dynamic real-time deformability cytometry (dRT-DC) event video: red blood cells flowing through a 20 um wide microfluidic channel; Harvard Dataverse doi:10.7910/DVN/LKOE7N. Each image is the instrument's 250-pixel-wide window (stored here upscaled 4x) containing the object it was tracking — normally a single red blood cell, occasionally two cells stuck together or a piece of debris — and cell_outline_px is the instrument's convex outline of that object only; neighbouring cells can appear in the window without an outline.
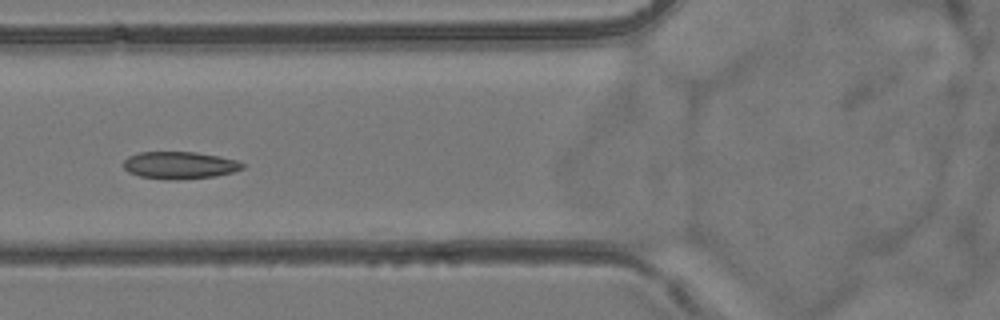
{"species": "common noctule bat (a hibernating species)", "species_latin": "Nyctalus noctula", "temperature_condition": "room temperature", "stored_images_in_passage": 10, "camera_frame_rate_fps": 3000, "um_per_image_px": 0.085, "animal": {"sex": "female", "body_mass_g": 24.6, "forearm_length_mm": 56.2}, "frame": {"image": 1, "passage_image": 6, "time_ms": 6.667, "image_size_px": [1000, 320], "cell_outline_px": [[244, 168], [232, 172], [216, 176], [176, 180], [172, 180], [140, 176], [128, 172], [124, 168], [124, 160], [128, 156], [140, 152], [196, 152], [236, 160], [244, 164]], "centroid_in_image_um": [15.25, 14.04], "position_along_channel_um": 110.5, "area_um2": 18.79}}
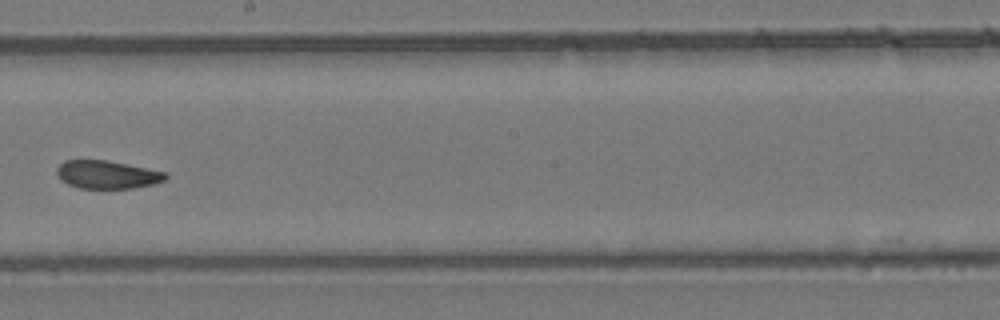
{"frame": {"image": 2, "passage_image": 9, "time_ms": 10.0, "image_size_px": [1000, 320], "cell_outline_px": [[168, 176], [164, 180], [152, 184], [132, 188], [80, 188], [68, 184], [60, 180], [56, 172], [56, 168], [64, 160], [108, 160], [168, 172]], "centroid_in_image_um": [9.1, 14.83], "position_along_channel_um": 239.1, "area_um2": 17.86}}
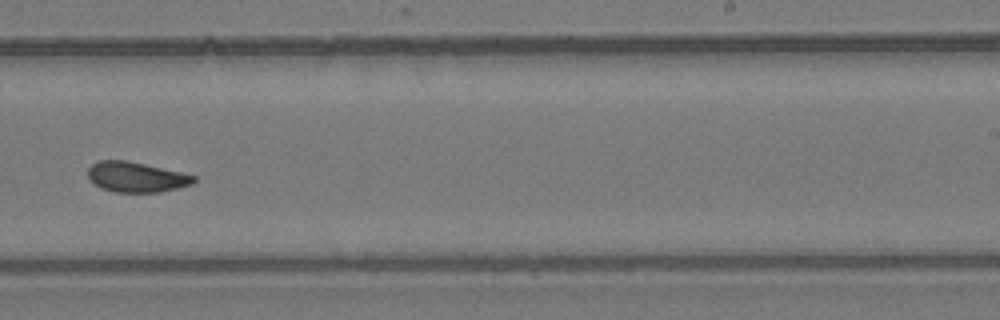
{"frame": {"image": 3, "passage_image": 10, "time_ms": 11.0, "image_size_px": [1000, 320], "cell_outline_px": [[196, 180], [192, 184], [160, 192], [116, 192], [100, 188], [88, 180], [88, 168], [92, 164], [100, 160], [124, 160], [144, 164], [180, 172], [196, 176]], "centroid_in_image_um": [11.54, 15.05], "position_along_channel_um": 277.5, "area_um2": 18.55}}